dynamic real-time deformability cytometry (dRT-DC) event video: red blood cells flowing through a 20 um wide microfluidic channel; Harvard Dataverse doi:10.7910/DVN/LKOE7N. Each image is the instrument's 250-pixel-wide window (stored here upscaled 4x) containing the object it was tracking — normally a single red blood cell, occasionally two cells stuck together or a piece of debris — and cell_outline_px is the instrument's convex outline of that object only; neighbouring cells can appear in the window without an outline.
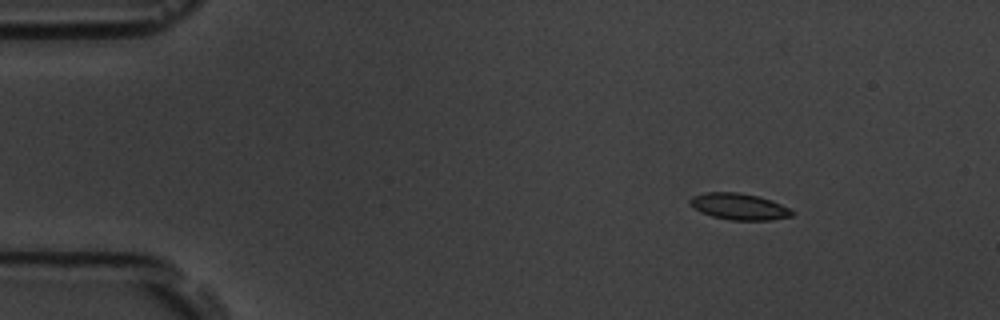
{"species": "common noctule bat (a hibernating species)", "species_latin": "Nyctalus noctula", "temperature_condition": "room temperature", "stored_images_in_passage": 48, "camera_frame_rate_fps": 3000, "um_per_image_px": 0.085, "animal": {"sex": "male", "body_mass_g": 19.5, "forearm_length_mm": 54.6}, "frame": {"image": 1, "passage_image": 1, "time_ms": 0.0, "image_size_px": [1000, 320], "cell_outline_px": [[796, 212], [792, 216], [772, 220], [728, 220], [712, 216], [700, 212], [688, 200], [692, 196], [704, 192], [736, 192], [760, 196], [772, 200]], "centroid_in_image_um": [62.84, 17.55], "position_along_channel_um": 22.2, "area_um2": 15.78}}
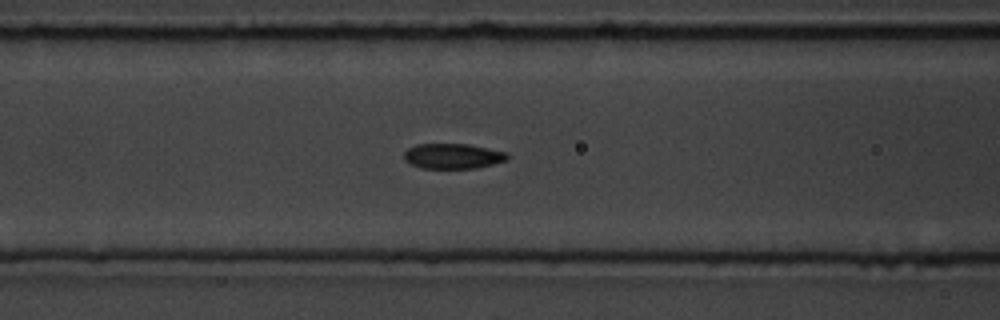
{"frame": {"image": 2, "passage_image": 16, "time_ms": 5.0, "image_size_px": [1000, 320], "cell_outline_px": [[508, 160], [476, 168], [420, 168], [404, 160], [404, 152], [408, 148], [416, 144], [468, 144], [508, 152]], "centroid_in_image_um": [38.49, 13.26], "position_along_channel_um": 128.1, "area_um2": 15.2}}
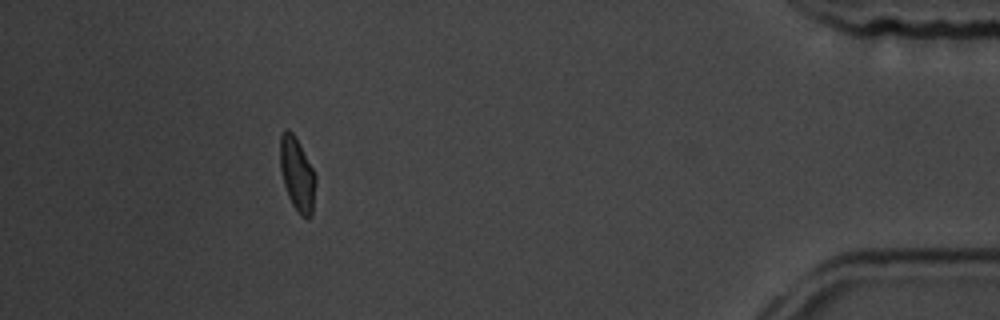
{"frame": {"image": 3, "passage_image": 43, "time_ms": 14.0, "image_size_px": [1000, 320], "cell_outline_px": [[316, 180], [312, 216], [308, 220], [300, 216], [292, 204], [288, 196], [284, 184], [280, 168], [280, 136], [284, 128], [288, 128], [292, 132], [312, 168], [316, 176]], "centroid_in_image_um": [25.25, 14.86], "position_along_channel_um": 409.9, "area_um2": 15.2}, "authors_computed_cell_mechanics": {"area_um2": 15.5193, "velocity_mm_per_s": 3.7618, "shape_relaxation_time_tau1_ms": null, "shape_relaxation_time_tau2_ms": 1.7679, "deformation_change_tau1": null, "deformation_change_tau2": 0.0516}}